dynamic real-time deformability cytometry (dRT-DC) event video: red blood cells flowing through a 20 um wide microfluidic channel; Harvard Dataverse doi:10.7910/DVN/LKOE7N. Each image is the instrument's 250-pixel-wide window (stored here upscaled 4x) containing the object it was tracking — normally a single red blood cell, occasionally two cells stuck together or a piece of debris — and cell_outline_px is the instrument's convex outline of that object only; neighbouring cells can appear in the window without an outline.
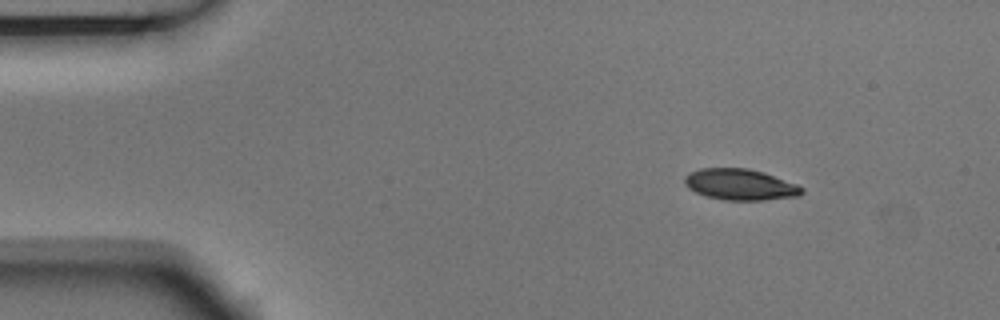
{"species": "Egyptian fruit bat (a non-hibernating species)", "species_latin": "Rousettus aegyptiacus", "temperature_condition": "room temperature", "stored_images_in_passage": 3, "camera_frame_rate_fps": 3000, "um_per_image_px": 0.085, "animal": {"sex": "male"}, "frame": {"image": 1, "passage_image": 1, "time_ms": 0.0, "image_size_px": [1000, 320], "cell_outline_px": [[804, 192], [800, 196], [764, 200], [724, 200], [708, 196], [696, 192], [688, 188], [684, 184], [684, 176], [688, 172], [700, 168], [748, 168], [764, 172], [796, 184], [804, 188]], "centroid_in_image_um": [62.91, 15.68], "position_along_channel_um": 22.1, "area_um2": 21.39}}